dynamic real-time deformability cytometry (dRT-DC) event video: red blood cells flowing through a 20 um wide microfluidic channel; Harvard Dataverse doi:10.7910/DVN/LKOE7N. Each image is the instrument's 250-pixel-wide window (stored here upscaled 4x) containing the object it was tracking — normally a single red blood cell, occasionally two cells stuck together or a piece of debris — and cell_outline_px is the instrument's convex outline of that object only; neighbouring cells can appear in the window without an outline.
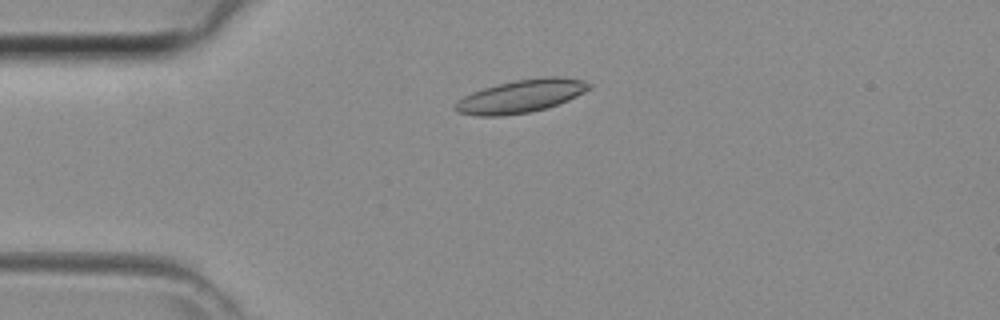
{"species": "common noctule bat (a hibernating species)", "species_latin": "Nyctalus noctula", "temperature_condition": "room temperature", "stored_images_in_passage": 42, "camera_frame_rate_fps": 3000, "um_per_image_px": 0.085, "animal": {"sex": "female", "body_mass_g": 29.2, "forearm_length_mm": 56.3}, "frame": {"image": 1, "passage_image": 9, "time_ms": 2.667, "image_size_px": [1000, 320], "cell_outline_px": [[592, 88], [568, 100], [544, 108], [528, 112], [500, 116], [480, 116], [456, 112], [452, 108], [464, 96], [472, 92], [484, 88], [516, 80], [544, 76], [560, 76], [584, 80], [592, 84]], "centroid_in_image_um": [44.31, 8.16], "position_along_channel_um": 40.7, "area_um2": 25.49}}
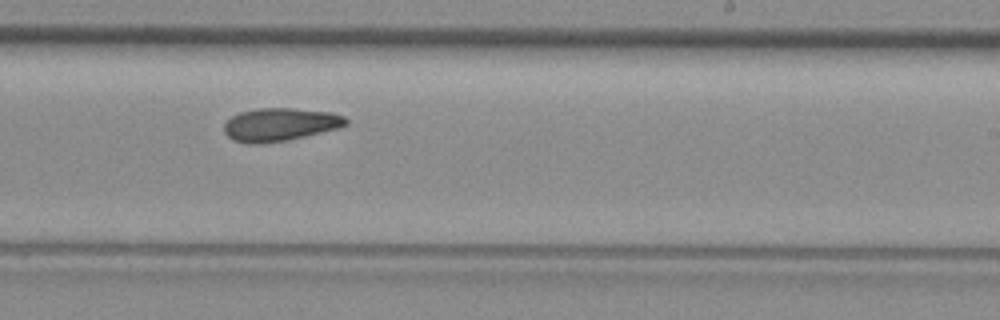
{"frame": {"image": 2, "passage_image": 25, "time_ms": 8.0, "image_size_px": [1000, 320], "cell_outline_px": [[348, 124], [340, 128], [304, 136], [284, 140], [260, 144], [248, 144], [232, 140], [224, 132], [224, 124], [232, 116], [240, 112], [256, 108], [292, 108], [332, 112], [344, 116], [348, 120]], "centroid_in_image_um": [23.8, 10.58], "position_along_channel_um": 265.2, "area_um2": 23.52}}
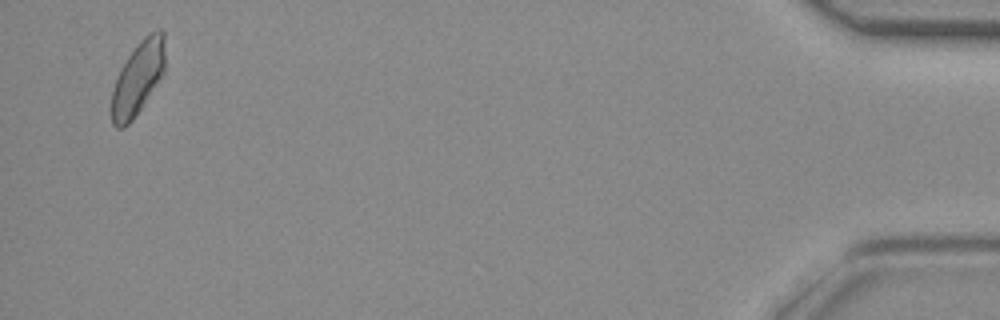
{"frame": {"image": 3, "passage_image": 41, "time_ms": 13.333, "image_size_px": [1000, 320], "cell_outline_px": [[164, 72], [144, 104], [132, 120], [124, 128], [116, 128], [112, 124], [112, 92], [120, 68], [128, 56], [140, 40], [144, 36], [160, 28], [164, 32]], "centroid_in_image_um": [11.72, 6.64], "position_along_channel_um": 423.5, "area_um2": 22.6}}